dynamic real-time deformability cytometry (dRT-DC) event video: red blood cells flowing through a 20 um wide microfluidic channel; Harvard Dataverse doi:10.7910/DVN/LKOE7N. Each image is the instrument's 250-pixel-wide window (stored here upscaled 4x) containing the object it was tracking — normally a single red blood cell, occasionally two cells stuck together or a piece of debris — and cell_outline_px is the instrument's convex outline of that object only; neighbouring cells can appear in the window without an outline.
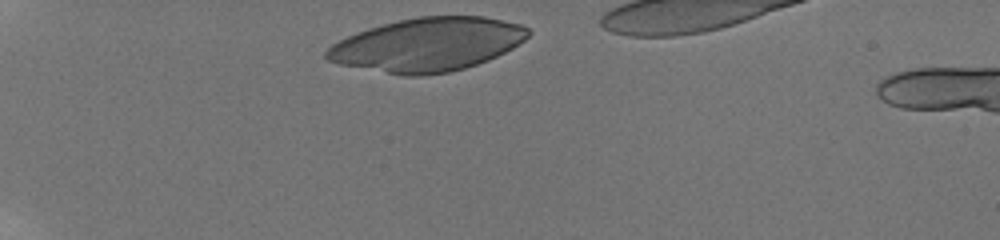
{"species": "human", "species_latin": "Homo sapiens", "temperature_condition": "room temperature", "stored_images_in_passage": 21, "camera_frame_rate_fps": 3000, "um_per_image_px": 0.085, "donor": {"sex": "male"}, "frame": {"image": 1, "passage_image": 1, "time_ms": 0.0, "image_size_px": [1000, 240], "cell_outline_px": [[532, 32], [524, 40], [512, 48], [488, 60], [464, 68], [448, 72], [420, 76], [404, 76], [340, 64], [328, 60], [324, 56], [324, 52], [332, 44], [348, 36], [368, 28], [400, 20], [420, 16], [484, 16], [520, 24], [528, 28]], "centroid_in_image_um": [36.34, 3.79], "position_along_channel_um": 48.7, "area_um2": 62.48}}